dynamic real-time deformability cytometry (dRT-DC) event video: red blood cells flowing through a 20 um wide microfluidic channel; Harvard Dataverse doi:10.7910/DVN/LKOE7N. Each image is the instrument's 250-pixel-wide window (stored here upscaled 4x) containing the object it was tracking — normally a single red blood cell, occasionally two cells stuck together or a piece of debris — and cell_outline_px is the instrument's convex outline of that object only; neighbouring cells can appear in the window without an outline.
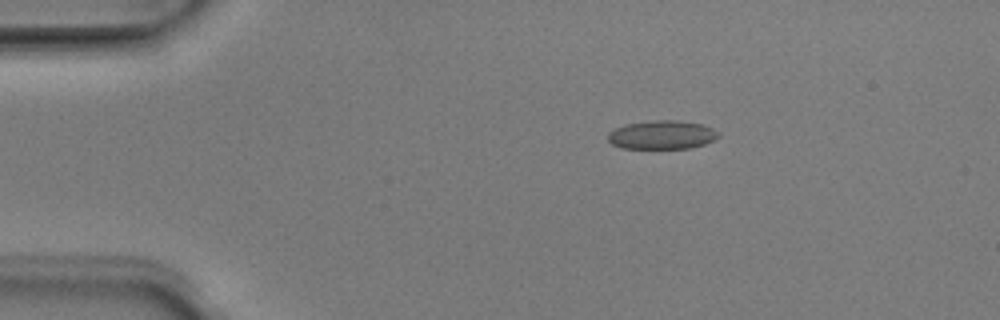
{"species": "Egyptian fruit bat (a non-hibernating species)", "species_latin": "Rousettus aegyptiacus", "temperature_condition": "room temperature", "stored_images_in_passage": 51, "camera_frame_rate_fps": 3000, "um_per_image_px": 0.085, "animal": {"sex": "male"}, "frame": {"image": 1, "passage_image": 9, "time_ms": 2.667, "image_size_px": [1000, 320], "cell_outline_px": [[720, 136], [704, 144], [692, 148], [620, 148], [612, 144], [608, 140], [608, 132], [624, 124], [652, 120], [676, 120], [704, 124], [720, 132]], "centroid_in_image_um": [56.27, 11.45], "position_along_channel_um": 28.7, "area_um2": 18.61}}
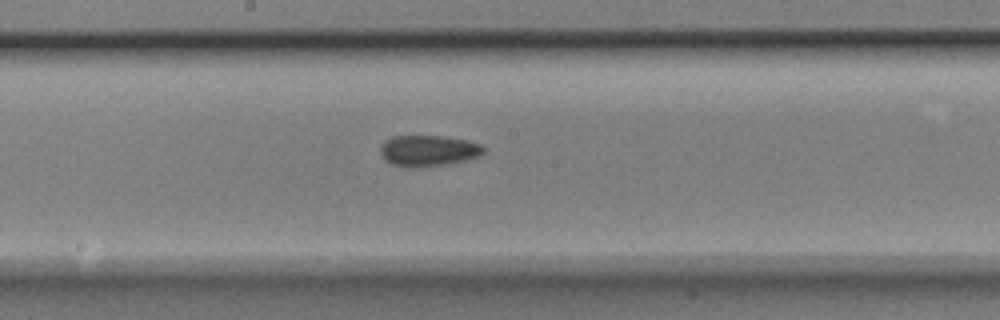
{"frame": {"image": 2, "passage_image": 27, "time_ms": 8.667, "image_size_px": [1000, 320], "cell_outline_px": [[484, 152], [480, 156], [448, 164], [416, 168], [392, 164], [384, 160], [380, 152], [380, 148], [392, 136], [444, 136], [468, 140], [480, 144], [484, 148]], "centroid_in_image_um": [36.43, 12.81], "position_along_channel_um": 211.8, "area_um2": 18.61}}
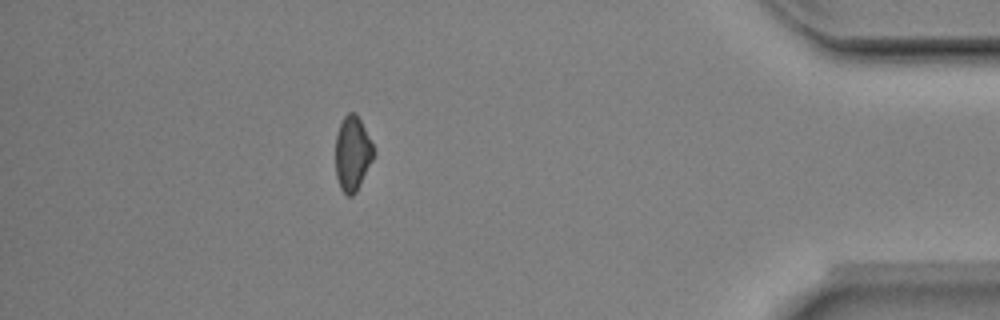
{"frame": {"image": 3, "passage_image": 45, "time_ms": 14.667, "image_size_px": [1000, 320], "cell_outline_px": [[376, 152], [356, 192], [352, 196], [348, 196], [340, 188], [336, 176], [336, 136], [340, 124], [344, 116], [348, 112], [356, 112]], "centroid_in_image_um": [29.96, 13.04], "position_along_channel_um": 405.2, "area_um2": 16.42}, "authors_computed_cell_mechanics": {"area_um2": 17.918, "velocity_mm_per_s": 3.9951, "shape_relaxation_time_tau1_ms": 4.9098, "shape_relaxation_time_tau2_ms": 8.7546, "deformation_change_tau1": 0.1157, "deformation_change_tau2": 0.1593}}